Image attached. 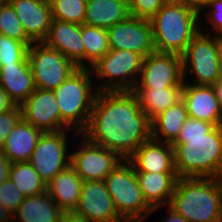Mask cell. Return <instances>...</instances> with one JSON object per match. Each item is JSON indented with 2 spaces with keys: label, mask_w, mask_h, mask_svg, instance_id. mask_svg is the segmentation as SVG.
<instances>
[{
  "label": "cell",
  "mask_w": 222,
  "mask_h": 222,
  "mask_svg": "<svg viewBox=\"0 0 222 222\" xmlns=\"http://www.w3.org/2000/svg\"><path fill=\"white\" fill-rule=\"evenodd\" d=\"M81 135L128 159L142 143L151 139V120L141 110L133 91H100Z\"/></svg>",
  "instance_id": "6da1fadb"
},
{
  "label": "cell",
  "mask_w": 222,
  "mask_h": 222,
  "mask_svg": "<svg viewBox=\"0 0 222 222\" xmlns=\"http://www.w3.org/2000/svg\"><path fill=\"white\" fill-rule=\"evenodd\" d=\"M168 206L188 222H222V178H178Z\"/></svg>",
  "instance_id": "7a4b0ae2"
},
{
  "label": "cell",
  "mask_w": 222,
  "mask_h": 222,
  "mask_svg": "<svg viewBox=\"0 0 222 222\" xmlns=\"http://www.w3.org/2000/svg\"><path fill=\"white\" fill-rule=\"evenodd\" d=\"M171 145L178 178H222V125L204 136L177 137Z\"/></svg>",
  "instance_id": "3957f363"
},
{
  "label": "cell",
  "mask_w": 222,
  "mask_h": 222,
  "mask_svg": "<svg viewBox=\"0 0 222 222\" xmlns=\"http://www.w3.org/2000/svg\"><path fill=\"white\" fill-rule=\"evenodd\" d=\"M199 17L179 3L164 4L150 19L154 50L182 56L200 32Z\"/></svg>",
  "instance_id": "277c9868"
},
{
  "label": "cell",
  "mask_w": 222,
  "mask_h": 222,
  "mask_svg": "<svg viewBox=\"0 0 222 222\" xmlns=\"http://www.w3.org/2000/svg\"><path fill=\"white\" fill-rule=\"evenodd\" d=\"M91 72V68H78L54 90L61 114V131L73 129L79 135L87 128L97 95V91L93 93Z\"/></svg>",
  "instance_id": "5b68a950"
},
{
  "label": "cell",
  "mask_w": 222,
  "mask_h": 222,
  "mask_svg": "<svg viewBox=\"0 0 222 222\" xmlns=\"http://www.w3.org/2000/svg\"><path fill=\"white\" fill-rule=\"evenodd\" d=\"M116 211L125 222H143L152 213L133 165L123 159L104 179Z\"/></svg>",
  "instance_id": "8992f818"
},
{
  "label": "cell",
  "mask_w": 222,
  "mask_h": 222,
  "mask_svg": "<svg viewBox=\"0 0 222 222\" xmlns=\"http://www.w3.org/2000/svg\"><path fill=\"white\" fill-rule=\"evenodd\" d=\"M202 29L182 55L183 78L194 75L195 85L213 86L222 77L219 63L220 36L204 34ZM213 36V37H212Z\"/></svg>",
  "instance_id": "52a82bcc"
},
{
  "label": "cell",
  "mask_w": 222,
  "mask_h": 222,
  "mask_svg": "<svg viewBox=\"0 0 222 222\" xmlns=\"http://www.w3.org/2000/svg\"><path fill=\"white\" fill-rule=\"evenodd\" d=\"M143 59L141 55L129 50H109L91 67L93 76L98 79L108 78L95 90L132 91L139 79L136 75H140Z\"/></svg>",
  "instance_id": "ba28073f"
},
{
  "label": "cell",
  "mask_w": 222,
  "mask_h": 222,
  "mask_svg": "<svg viewBox=\"0 0 222 222\" xmlns=\"http://www.w3.org/2000/svg\"><path fill=\"white\" fill-rule=\"evenodd\" d=\"M28 61L35 87L43 90L57 89L78 67L58 50L43 42L28 48Z\"/></svg>",
  "instance_id": "9c48e42d"
},
{
  "label": "cell",
  "mask_w": 222,
  "mask_h": 222,
  "mask_svg": "<svg viewBox=\"0 0 222 222\" xmlns=\"http://www.w3.org/2000/svg\"><path fill=\"white\" fill-rule=\"evenodd\" d=\"M44 132L40 137L29 162L41 179L48 184L59 172L71 166V153L68 154L67 132Z\"/></svg>",
  "instance_id": "30bf717a"
},
{
  "label": "cell",
  "mask_w": 222,
  "mask_h": 222,
  "mask_svg": "<svg viewBox=\"0 0 222 222\" xmlns=\"http://www.w3.org/2000/svg\"><path fill=\"white\" fill-rule=\"evenodd\" d=\"M134 88L183 87L182 56L154 51L143 59Z\"/></svg>",
  "instance_id": "8fae6325"
},
{
  "label": "cell",
  "mask_w": 222,
  "mask_h": 222,
  "mask_svg": "<svg viewBox=\"0 0 222 222\" xmlns=\"http://www.w3.org/2000/svg\"><path fill=\"white\" fill-rule=\"evenodd\" d=\"M80 149L71 153V167L83 181H104L123 160L117 153L91 143L82 135Z\"/></svg>",
  "instance_id": "7c38bea8"
},
{
  "label": "cell",
  "mask_w": 222,
  "mask_h": 222,
  "mask_svg": "<svg viewBox=\"0 0 222 222\" xmlns=\"http://www.w3.org/2000/svg\"><path fill=\"white\" fill-rule=\"evenodd\" d=\"M110 50H129L143 58L153 53L150 20L129 16L107 29Z\"/></svg>",
  "instance_id": "4fadbf2b"
},
{
  "label": "cell",
  "mask_w": 222,
  "mask_h": 222,
  "mask_svg": "<svg viewBox=\"0 0 222 222\" xmlns=\"http://www.w3.org/2000/svg\"><path fill=\"white\" fill-rule=\"evenodd\" d=\"M74 214L88 222H125L115 209L104 181H84Z\"/></svg>",
  "instance_id": "5bb4252c"
},
{
  "label": "cell",
  "mask_w": 222,
  "mask_h": 222,
  "mask_svg": "<svg viewBox=\"0 0 222 222\" xmlns=\"http://www.w3.org/2000/svg\"><path fill=\"white\" fill-rule=\"evenodd\" d=\"M20 106L25 122L43 132L61 131V114L54 90L36 88Z\"/></svg>",
  "instance_id": "9a60e30c"
},
{
  "label": "cell",
  "mask_w": 222,
  "mask_h": 222,
  "mask_svg": "<svg viewBox=\"0 0 222 222\" xmlns=\"http://www.w3.org/2000/svg\"><path fill=\"white\" fill-rule=\"evenodd\" d=\"M187 81L183 78L181 99L188 117L221 126L222 110L214 86L188 84Z\"/></svg>",
  "instance_id": "2e32d148"
},
{
  "label": "cell",
  "mask_w": 222,
  "mask_h": 222,
  "mask_svg": "<svg viewBox=\"0 0 222 222\" xmlns=\"http://www.w3.org/2000/svg\"><path fill=\"white\" fill-rule=\"evenodd\" d=\"M48 47L58 50L78 68H87L85 47L81 39V25L52 19L47 37L43 41ZM84 62V63H83Z\"/></svg>",
  "instance_id": "e0dca14e"
},
{
  "label": "cell",
  "mask_w": 222,
  "mask_h": 222,
  "mask_svg": "<svg viewBox=\"0 0 222 222\" xmlns=\"http://www.w3.org/2000/svg\"><path fill=\"white\" fill-rule=\"evenodd\" d=\"M33 43L45 40L52 22L49 0H8Z\"/></svg>",
  "instance_id": "ac0fdd59"
},
{
  "label": "cell",
  "mask_w": 222,
  "mask_h": 222,
  "mask_svg": "<svg viewBox=\"0 0 222 222\" xmlns=\"http://www.w3.org/2000/svg\"><path fill=\"white\" fill-rule=\"evenodd\" d=\"M135 171L176 173L173 146L149 139L127 159Z\"/></svg>",
  "instance_id": "d6986e66"
},
{
  "label": "cell",
  "mask_w": 222,
  "mask_h": 222,
  "mask_svg": "<svg viewBox=\"0 0 222 222\" xmlns=\"http://www.w3.org/2000/svg\"><path fill=\"white\" fill-rule=\"evenodd\" d=\"M43 133L22 119L7 136L0 152L11 163L28 162Z\"/></svg>",
  "instance_id": "ffe728a7"
},
{
  "label": "cell",
  "mask_w": 222,
  "mask_h": 222,
  "mask_svg": "<svg viewBox=\"0 0 222 222\" xmlns=\"http://www.w3.org/2000/svg\"><path fill=\"white\" fill-rule=\"evenodd\" d=\"M146 202L153 208L169 205L178 176L176 173L135 171Z\"/></svg>",
  "instance_id": "44dd1931"
},
{
  "label": "cell",
  "mask_w": 222,
  "mask_h": 222,
  "mask_svg": "<svg viewBox=\"0 0 222 222\" xmlns=\"http://www.w3.org/2000/svg\"><path fill=\"white\" fill-rule=\"evenodd\" d=\"M0 85L20 106L36 89L29 62L1 65Z\"/></svg>",
  "instance_id": "7402d4cb"
},
{
  "label": "cell",
  "mask_w": 222,
  "mask_h": 222,
  "mask_svg": "<svg viewBox=\"0 0 222 222\" xmlns=\"http://www.w3.org/2000/svg\"><path fill=\"white\" fill-rule=\"evenodd\" d=\"M83 182L70 166L47 184V192L65 213H71L79 204Z\"/></svg>",
  "instance_id": "603a6c76"
},
{
  "label": "cell",
  "mask_w": 222,
  "mask_h": 222,
  "mask_svg": "<svg viewBox=\"0 0 222 222\" xmlns=\"http://www.w3.org/2000/svg\"><path fill=\"white\" fill-rule=\"evenodd\" d=\"M64 213L46 191L25 197L13 213V221L19 219L21 222H60Z\"/></svg>",
  "instance_id": "cb8c5ba5"
},
{
  "label": "cell",
  "mask_w": 222,
  "mask_h": 222,
  "mask_svg": "<svg viewBox=\"0 0 222 222\" xmlns=\"http://www.w3.org/2000/svg\"><path fill=\"white\" fill-rule=\"evenodd\" d=\"M129 16L127 0H87L84 24L109 29Z\"/></svg>",
  "instance_id": "d4e9b609"
},
{
  "label": "cell",
  "mask_w": 222,
  "mask_h": 222,
  "mask_svg": "<svg viewBox=\"0 0 222 222\" xmlns=\"http://www.w3.org/2000/svg\"><path fill=\"white\" fill-rule=\"evenodd\" d=\"M187 118L188 112L181 99L151 120V139L172 144Z\"/></svg>",
  "instance_id": "484cf974"
},
{
  "label": "cell",
  "mask_w": 222,
  "mask_h": 222,
  "mask_svg": "<svg viewBox=\"0 0 222 222\" xmlns=\"http://www.w3.org/2000/svg\"><path fill=\"white\" fill-rule=\"evenodd\" d=\"M183 87L134 88L141 110L152 120L181 100Z\"/></svg>",
  "instance_id": "4316f807"
},
{
  "label": "cell",
  "mask_w": 222,
  "mask_h": 222,
  "mask_svg": "<svg viewBox=\"0 0 222 222\" xmlns=\"http://www.w3.org/2000/svg\"><path fill=\"white\" fill-rule=\"evenodd\" d=\"M9 179L24 197L34 196L47 191V184L41 179L30 162L12 163Z\"/></svg>",
  "instance_id": "83f0119b"
},
{
  "label": "cell",
  "mask_w": 222,
  "mask_h": 222,
  "mask_svg": "<svg viewBox=\"0 0 222 222\" xmlns=\"http://www.w3.org/2000/svg\"><path fill=\"white\" fill-rule=\"evenodd\" d=\"M81 39L85 47V60L88 61H85L87 68H91L110 50L107 29L82 24Z\"/></svg>",
  "instance_id": "f1b7e54d"
},
{
  "label": "cell",
  "mask_w": 222,
  "mask_h": 222,
  "mask_svg": "<svg viewBox=\"0 0 222 222\" xmlns=\"http://www.w3.org/2000/svg\"><path fill=\"white\" fill-rule=\"evenodd\" d=\"M87 0H49L52 18L64 22L84 24Z\"/></svg>",
  "instance_id": "f546056e"
},
{
  "label": "cell",
  "mask_w": 222,
  "mask_h": 222,
  "mask_svg": "<svg viewBox=\"0 0 222 222\" xmlns=\"http://www.w3.org/2000/svg\"><path fill=\"white\" fill-rule=\"evenodd\" d=\"M0 34L21 42H26L29 46L33 44L25 33L22 23L8 1H5L0 6Z\"/></svg>",
  "instance_id": "4dcf8cb0"
},
{
  "label": "cell",
  "mask_w": 222,
  "mask_h": 222,
  "mask_svg": "<svg viewBox=\"0 0 222 222\" xmlns=\"http://www.w3.org/2000/svg\"><path fill=\"white\" fill-rule=\"evenodd\" d=\"M28 48L29 45L26 42L0 34V66L29 62Z\"/></svg>",
  "instance_id": "1f68e13d"
},
{
  "label": "cell",
  "mask_w": 222,
  "mask_h": 222,
  "mask_svg": "<svg viewBox=\"0 0 222 222\" xmlns=\"http://www.w3.org/2000/svg\"><path fill=\"white\" fill-rule=\"evenodd\" d=\"M130 16L150 20L164 5L162 0H127Z\"/></svg>",
  "instance_id": "d6a6232c"
},
{
  "label": "cell",
  "mask_w": 222,
  "mask_h": 222,
  "mask_svg": "<svg viewBox=\"0 0 222 222\" xmlns=\"http://www.w3.org/2000/svg\"><path fill=\"white\" fill-rule=\"evenodd\" d=\"M24 198V195L10 179L0 184V203L13 213Z\"/></svg>",
  "instance_id": "836d02e7"
},
{
  "label": "cell",
  "mask_w": 222,
  "mask_h": 222,
  "mask_svg": "<svg viewBox=\"0 0 222 222\" xmlns=\"http://www.w3.org/2000/svg\"><path fill=\"white\" fill-rule=\"evenodd\" d=\"M21 120L22 109L19 105L13 110L0 114V151L3 148L7 136Z\"/></svg>",
  "instance_id": "e575fe53"
},
{
  "label": "cell",
  "mask_w": 222,
  "mask_h": 222,
  "mask_svg": "<svg viewBox=\"0 0 222 222\" xmlns=\"http://www.w3.org/2000/svg\"><path fill=\"white\" fill-rule=\"evenodd\" d=\"M214 125L212 123L188 117L178 137H196L207 134Z\"/></svg>",
  "instance_id": "d590c367"
},
{
  "label": "cell",
  "mask_w": 222,
  "mask_h": 222,
  "mask_svg": "<svg viewBox=\"0 0 222 222\" xmlns=\"http://www.w3.org/2000/svg\"><path fill=\"white\" fill-rule=\"evenodd\" d=\"M211 7V8H210ZM207 14L206 20L213 26V31H216L215 35L220 36L222 34V0H210L209 5L206 7Z\"/></svg>",
  "instance_id": "8d00e7d4"
},
{
  "label": "cell",
  "mask_w": 222,
  "mask_h": 222,
  "mask_svg": "<svg viewBox=\"0 0 222 222\" xmlns=\"http://www.w3.org/2000/svg\"><path fill=\"white\" fill-rule=\"evenodd\" d=\"M210 0H178V3L196 12L202 14V9L209 5Z\"/></svg>",
  "instance_id": "74e56055"
},
{
  "label": "cell",
  "mask_w": 222,
  "mask_h": 222,
  "mask_svg": "<svg viewBox=\"0 0 222 222\" xmlns=\"http://www.w3.org/2000/svg\"><path fill=\"white\" fill-rule=\"evenodd\" d=\"M17 104L10 98L6 90L0 85V114L13 110Z\"/></svg>",
  "instance_id": "f35d334b"
},
{
  "label": "cell",
  "mask_w": 222,
  "mask_h": 222,
  "mask_svg": "<svg viewBox=\"0 0 222 222\" xmlns=\"http://www.w3.org/2000/svg\"><path fill=\"white\" fill-rule=\"evenodd\" d=\"M11 166L12 163L0 152V184L9 179Z\"/></svg>",
  "instance_id": "ab89813d"
},
{
  "label": "cell",
  "mask_w": 222,
  "mask_h": 222,
  "mask_svg": "<svg viewBox=\"0 0 222 222\" xmlns=\"http://www.w3.org/2000/svg\"><path fill=\"white\" fill-rule=\"evenodd\" d=\"M169 208V214L160 222H188L183 216L176 213L173 209Z\"/></svg>",
  "instance_id": "60d3db41"
},
{
  "label": "cell",
  "mask_w": 222,
  "mask_h": 222,
  "mask_svg": "<svg viewBox=\"0 0 222 222\" xmlns=\"http://www.w3.org/2000/svg\"><path fill=\"white\" fill-rule=\"evenodd\" d=\"M13 219V212L0 203V222H13Z\"/></svg>",
  "instance_id": "b9f144b4"
},
{
  "label": "cell",
  "mask_w": 222,
  "mask_h": 222,
  "mask_svg": "<svg viewBox=\"0 0 222 222\" xmlns=\"http://www.w3.org/2000/svg\"><path fill=\"white\" fill-rule=\"evenodd\" d=\"M60 222H88V221L71 212V213H64Z\"/></svg>",
  "instance_id": "7bdbcfd3"
},
{
  "label": "cell",
  "mask_w": 222,
  "mask_h": 222,
  "mask_svg": "<svg viewBox=\"0 0 222 222\" xmlns=\"http://www.w3.org/2000/svg\"><path fill=\"white\" fill-rule=\"evenodd\" d=\"M216 91L217 99L222 110V77L213 85Z\"/></svg>",
  "instance_id": "ee69618b"
},
{
  "label": "cell",
  "mask_w": 222,
  "mask_h": 222,
  "mask_svg": "<svg viewBox=\"0 0 222 222\" xmlns=\"http://www.w3.org/2000/svg\"><path fill=\"white\" fill-rule=\"evenodd\" d=\"M219 63H220V70L222 75V39L220 38V48H219Z\"/></svg>",
  "instance_id": "f6af8a7d"
},
{
  "label": "cell",
  "mask_w": 222,
  "mask_h": 222,
  "mask_svg": "<svg viewBox=\"0 0 222 222\" xmlns=\"http://www.w3.org/2000/svg\"><path fill=\"white\" fill-rule=\"evenodd\" d=\"M164 4L178 3V0H162Z\"/></svg>",
  "instance_id": "bcb514c9"
},
{
  "label": "cell",
  "mask_w": 222,
  "mask_h": 222,
  "mask_svg": "<svg viewBox=\"0 0 222 222\" xmlns=\"http://www.w3.org/2000/svg\"><path fill=\"white\" fill-rule=\"evenodd\" d=\"M6 0H0V6L5 2Z\"/></svg>",
  "instance_id": "7dc6e473"
}]
</instances>
